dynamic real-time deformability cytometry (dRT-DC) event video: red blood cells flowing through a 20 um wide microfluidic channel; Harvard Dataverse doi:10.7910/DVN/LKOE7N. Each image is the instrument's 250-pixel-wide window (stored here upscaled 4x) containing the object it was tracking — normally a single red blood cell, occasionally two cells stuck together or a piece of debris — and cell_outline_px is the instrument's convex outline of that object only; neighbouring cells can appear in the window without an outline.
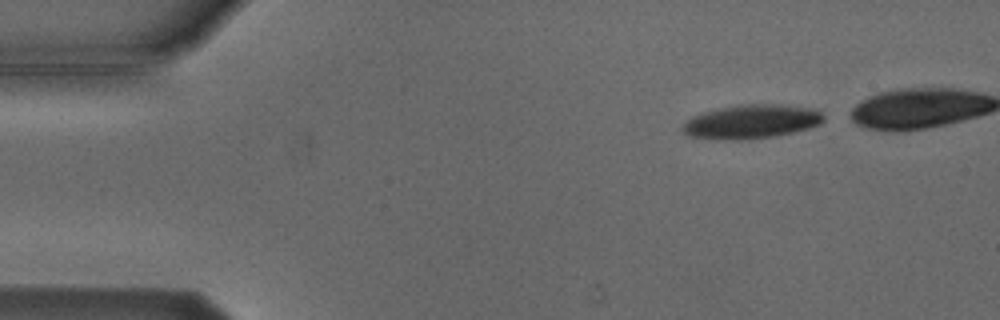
{"species": "Egyptian fruit bat (a non-hibernating species)", "species_latin": "Rousettus aegyptiacus", "temperature_condition": "cold", "stored_images_in_passage": 7, "segment_of_instrument_passage": [1, 2], "camera_frame_rate_fps": 3000, "um_per_image_px": 0.085, "animal": {"sex": "male"}, "frame": {"image": 1, "passage_image": 1, "time_ms": 0.0, "image_size_px": [1000, 320], "cell_outline_px": [[824, 120], [820, 124], [808, 128], [792, 132], [772, 136], [748, 140], [716, 140], [688, 136], [680, 128], [692, 116], [704, 112], [720, 108], [744, 104], [780, 104], [816, 108], [824, 116]], "centroid_in_image_um": [63.87, 10.34], "position_along_channel_um": 21.1, "area_um2": 28.03}}
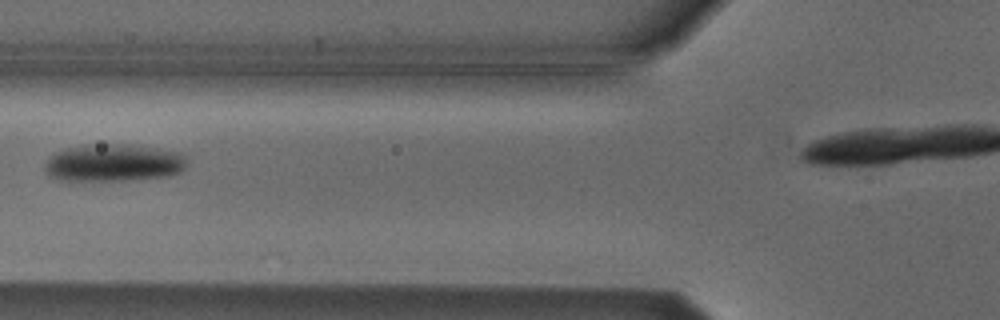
{"frame": {"image": 2, "passage_image": 5, "time_ms": 4.667, "image_size_px": [1000, 320], "cell_outline_px": [[188, 160], [184, 168], [180, 172], [172, 176], [132, 180], [60, 180], [52, 176], [44, 168], [48, 156], [64, 148], [84, 144], [132, 144], [180, 152]], "centroid_in_image_um": [9.68, 13.82], "position_along_channel_um": 116.1, "area_um2": 31.39}}
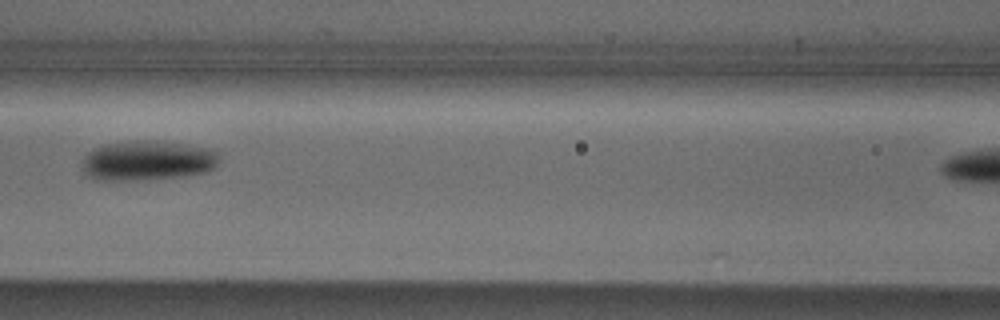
{"frame": {"image": 3, "passage_image": 6, "time_ms": 5.667, "image_size_px": [1000, 320], "cell_outline_px": [[220, 156], [216, 164], [208, 172], [188, 176], [148, 180], [96, 180], [88, 176], [84, 172], [84, 156], [92, 148], [104, 144], [136, 140], [144, 140], [188, 144], [216, 148]], "centroid_in_image_um": [12.59, 13.65], "position_along_channel_um": 154.0, "area_um2": 32.43}}